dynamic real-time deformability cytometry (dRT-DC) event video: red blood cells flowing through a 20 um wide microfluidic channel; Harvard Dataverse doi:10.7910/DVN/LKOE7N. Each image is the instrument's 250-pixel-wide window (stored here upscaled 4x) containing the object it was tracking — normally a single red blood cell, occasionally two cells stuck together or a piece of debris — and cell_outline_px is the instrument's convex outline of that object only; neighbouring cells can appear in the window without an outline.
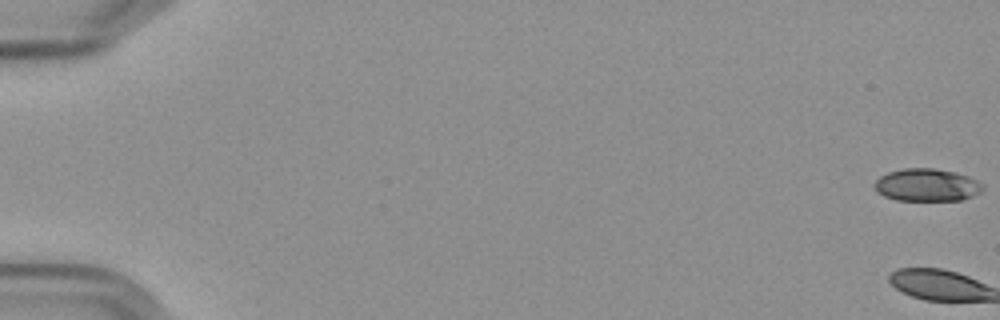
{"species": "Egyptian fruit bat (a non-hibernating species)", "species_latin": "Rousettus aegyptiacus", "temperature_condition": "cold", "stored_images_in_passage": 60, "camera_frame_rate_fps": 3000, "um_per_image_px": 0.085, "frame": {"image": 1, "passage_image": 1, "time_ms": 0.0, "image_size_px": [1000, 320], "cell_outline_px": [[984, 188], [980, 192], [972, 196], [960, 200], [896, 200], [884, 196], [876, 192], [876, 180], [880, 176], [888, 172], [904, 168], [932, 168], [956, 172], [968, 176], [984, 184]], "centroid_in_image_um": [78.79, 15.72], "position_along_channel_um": 6.2, "area_um2": 20.52}}
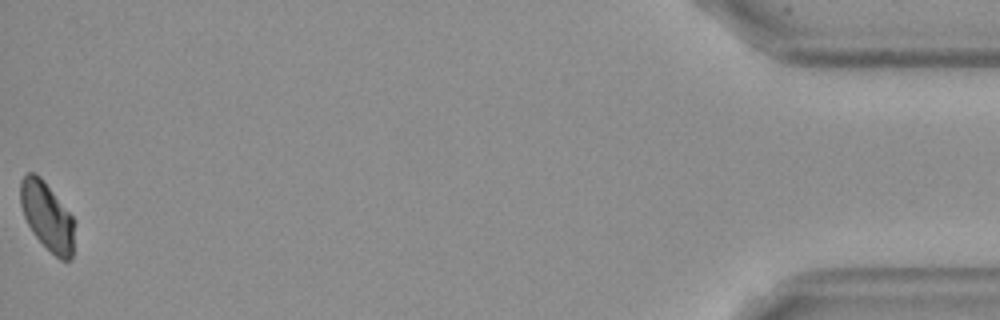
{"frame": {"image": 2, "passage_image": 60, "time_ms": 19.667, "image_size_px": [1000, 320], "cell_outline_px": [[72, 260], [60, 260], [32, 232], [24, 216], [20, 204], [20, 180], [28, 172], [32, 172], [40, 176], [72, 216]], "centroid_in_image_um": [3.96, 18.35], "position_along_channel_um": 431.2, "area_um2": 20.81}, "authors_computed_cell_mechanics": {"area_um2": 22.8021, "velocity_mm_per_s": 3.581, "shape_relaxation_time_tau1_ms": 9.1717, "shape_relaxation_time_tau2_ms": null, "deformation_change_tau1": 0.1581, "deformation_change_tau2": null}}